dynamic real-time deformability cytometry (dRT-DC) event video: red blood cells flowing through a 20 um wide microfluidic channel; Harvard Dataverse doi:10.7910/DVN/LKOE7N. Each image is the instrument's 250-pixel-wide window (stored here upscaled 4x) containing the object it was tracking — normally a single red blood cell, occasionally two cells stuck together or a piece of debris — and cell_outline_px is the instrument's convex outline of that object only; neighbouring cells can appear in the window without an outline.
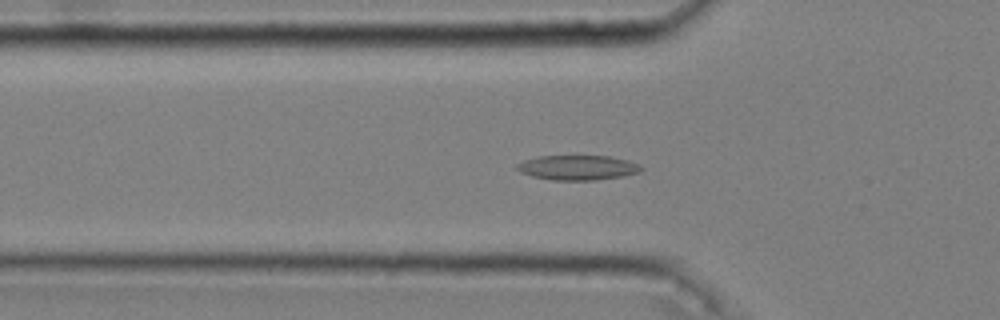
{"species": "common noctule bat (a hibernating species)", "species_latin": "Nyctalus noctula", "temperature_condition": "cold", "stored_images_in_passage": 52, "camera_frame_rate_fps": 3000, "um_per_image_px": 0.085, "animal": {"sex": "male", "body_mass_g": 20.4}, "frame": {"image": 1, "passage_image": 17, "time_ms": 5.333, "image_size_px": [1000, 320], "cell_outline_px": [[644, 168], [640, 172], [624, 176], [596, 180], [552, 180], [532, 176], [520, 172], [516, 168], [516, 164], [524, 160], [540, 156], [608, 156], [628, 160], [640, 164]], "centroid_in_image_um": [49.13, 14.25], "position_along_channel_um": 76.7, "area_um2": 18.03}}
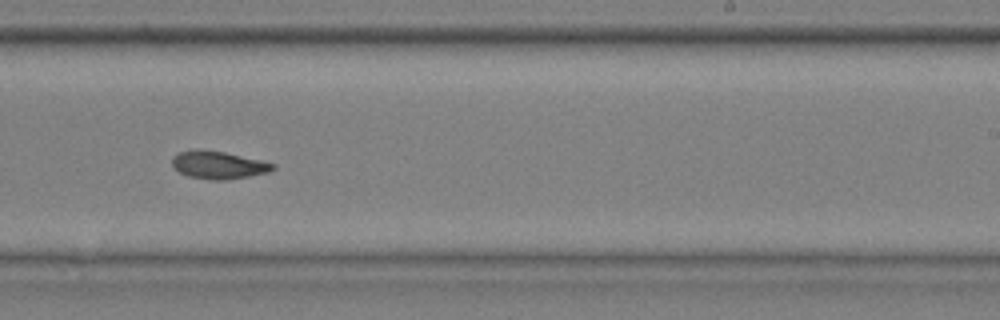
{"frame": {"image": 2, "passage_image": 33, "time_ms": 10.667, "image_size_px": [1000, 320], "cell_outline_px": [[276, 168], [268, 172], [248, 176], [224, 180], [212, 180], [188, 176], [180, 172], [172, 164], [172, 156], [180, 152], [196, 148], [200, 148], [224, 152], [260, 160], [276, 164]], "centroid_in_image_um": [18.55, 14.01], "position_along_channel_um": 270.4, "area_um2": 16.24}}
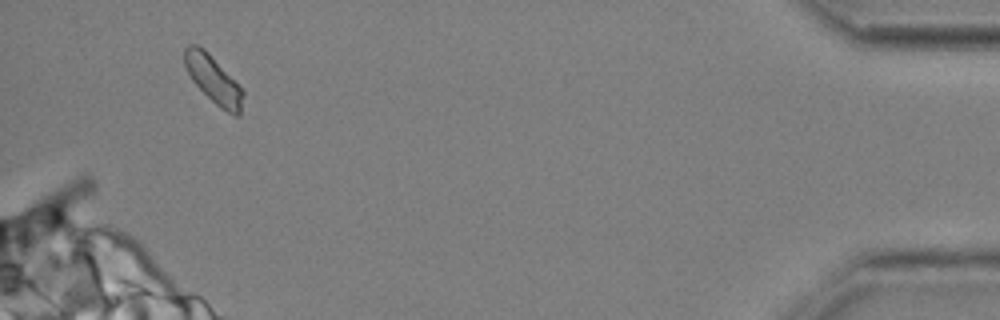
{"frame": {"image": 3, "passage_image": 50, "time_ms": 16.333, "image_size_px": [1000, 320], "cell_outline_px": [[244, 96], [240, 116], [236, 116], [220, 108], [192, 80], [184, 64], [184, 48], [188, 44], [196, 44], [204, 48], [208, 52], [244, 92]], "centroid_in_image_um": [18.13, 6.75], "position_along_channel_um": 417.1, "area_um2": 15.84}, "authors_computed_cell_mechanics": {"area_um2": 16.3863, "velocity_mm_per_s": 3.6294, "shape_relaxation_time_tau1_ms": null, "shape_relaxation_time_tau2_ms": 7.1603, "deformation_change_tau1": null, "deformation_change_tau2": 0.1299}}